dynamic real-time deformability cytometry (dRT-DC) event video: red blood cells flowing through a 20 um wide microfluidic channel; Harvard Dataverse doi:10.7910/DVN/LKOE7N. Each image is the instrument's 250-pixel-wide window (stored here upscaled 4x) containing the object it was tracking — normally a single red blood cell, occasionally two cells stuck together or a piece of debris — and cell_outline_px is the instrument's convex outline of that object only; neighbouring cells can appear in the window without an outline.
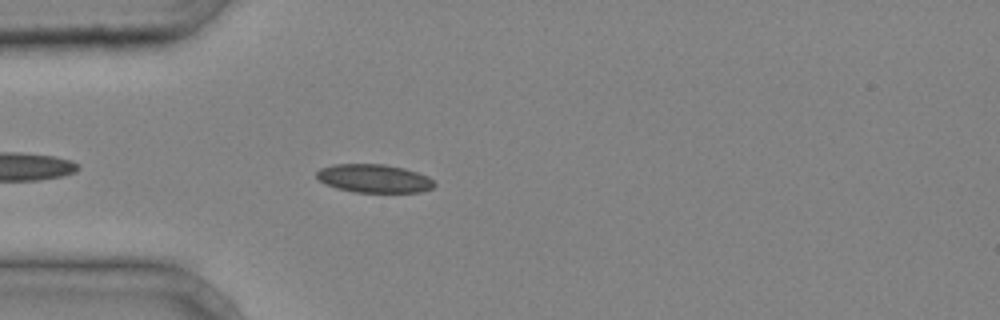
{"species": "common noctule bat (a hibernating species)", "species_latin": "Nyctalus noctula", "temperature_condition": "cold", "stored_images_in_passage": 23, "camera_frame_rate_fps": 3000, "um_per_image_px": 0.085, "animal": {"sex": "male", "body_mass_g": 20.4}, "frame": {"image": 1, "passage_image": 4, "time_ms": 1.0, "image_size_px": [1000, 320], "cell_outline_px": [[436, 184], [432, 188], [420, 192], [356, 192], [336, 188], [320, 180], [316, 176], [316, 172], [320, 168], [332, 164], [384, 164], [404, 168], [428, 176]], "centroid_in_image_um": [31.79, 15.16], "position_along_channel_um": 53.2, "area_um2": 19.36}}